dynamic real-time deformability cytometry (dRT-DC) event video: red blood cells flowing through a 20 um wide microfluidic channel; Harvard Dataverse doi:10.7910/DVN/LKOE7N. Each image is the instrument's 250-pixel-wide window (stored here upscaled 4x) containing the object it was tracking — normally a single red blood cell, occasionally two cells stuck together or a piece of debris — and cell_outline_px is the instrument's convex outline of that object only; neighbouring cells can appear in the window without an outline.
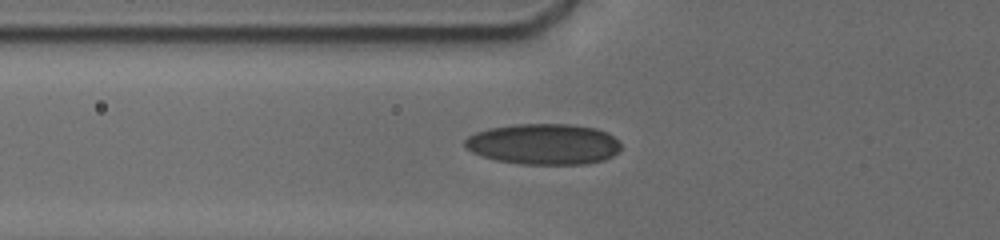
{"species": "human", "species_latin": "Homo sapiens", "temperature_condition": "cold", "stored_images_in_passage": 16, "camera_frame_rate_fps": 3000, "um_per_image_px": 0.085, "donor": {"sex": "male"}, "frame": {"image": 1, "passage_image": 10, "time_ms": 7.333, "image_size_px": [1000, 240], "cell_outline_px": [[620, 148], [612, 156], [604, 160], [584, 164], [520, 164], [496, 160], [472, 152], [464, 144], [464, 140], [468, 136], [476, 132], [488, 128], [516, 124], [568, 124], [596, 128], [608, 132], [620, 144]], "centroid_in_image_um": [46.2, 12.24], "position_along_channel_um": 79.6, "area_um2": 37.05}}
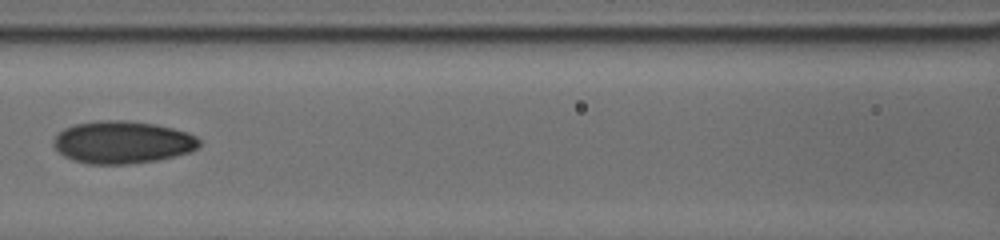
{"frame": {"image": 2, "passage_image": 14, "time_ms": 9.333, "image_size_px": [1000, 240], "cell_outline_px": [[200, 144], [196, 148], [188, 152], [156, 160], [124, 164], [88, 164], [72, 160], [64, 156], [52, 144], [52, 140], [64, 128], [76, 124], [96, 120], [124, 120], [156, 124], [188, 132], [196, 136], [200, 140]], "centroid_in_image_um": [10.38, 12.08], "position_along_channel_um": 156.2, "area_um2": 35.95}}
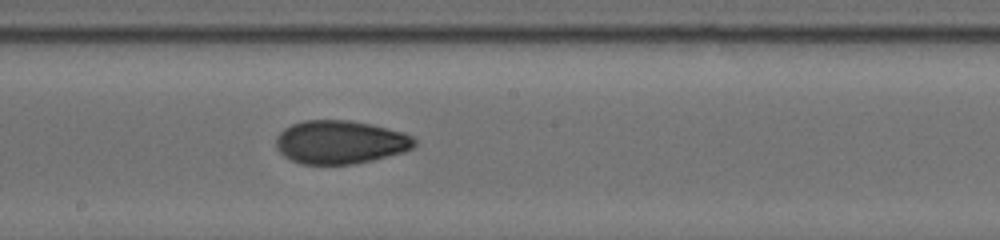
{"frame": {"image": 3, "passage_image": 16, "time_ms": 11.0, "image_size_px": [1000, 240], "cell_outline_px": [[416, 144], [412, 148], [404, 152], [372, 160], [352, 164], [304, 164], [292, 160], [284, 156], [276, 148], [276, 136], [284, 128], [292, 124], [304, 120], [348, 120], [368, 124], [404, 132], [412, 136], [416, 140]], "centroid_in_image_um": [28.91, 12.08], "position_along_channel_um": 219.3, "area_um2": 34.91}}